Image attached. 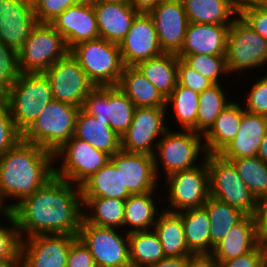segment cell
I'll list each match as a JSON object with an SVG mask.
<instances>
[{"label": "cell", "instance_id": "6da1fadb", "mask_svg": "<svg viewBox=\"0 0 267 267\" xmlns=\"http://www.w3.org/2000/svg\"><path fill=\"white\" fill-rule=\"evenodd\" d=\"M21 238L36 235H78L83 220L80 186L54 175L11 210Z\"/></svg>", "mask_w": 267, "mask_h": 267}, {"label": "cell", "instance_id": "7a4b0ae2", "mask_svg": "<svg viewBox=\"0 0 267 267\" xmlns=\"http://www.w3.org/2000/svg\"><path fill=\"white\" fill-rule=\"evenodd\" d=\"M55 163L53 152L23 139L8 150L0 158V198L5 206L11 210L43 186L54 176Z\"/></svg>", "mask_w": 267, "mask_h": 267}, {"label": "cell", "instance_id": "3957f363", "mask_svg": "<svg viewBox=\"0 0 267 267\" xmlns=\"http://www.w3.org/2000/svg\"><path fill=\"white\" fill-rule=\"evenodd\" d=\"M170 129L169 127L159 140L153 155L158 180H161V173H164V177H167L172 173L200 165V162L205 160L207 155L203 135L192 130L180 131L177 129V131H174V129ZM198 160L201 161L198 162ZM160 167L164 172H159Z\"/></svg>", "mask_w": 267, "mask_h": 267}, {"label": "cell", "instance_id": "277c9868", "mask_svg": "<svg viewBox=\"0 0 267 267\" xmlns=\"http://www.w3.org/2000/svg\"><path fill=\"white\" fill-rule=\"evenodd\" d=\"M52 100V89L44 73H20L3 102L16 128L23 133Z\"/></svg>", "mask_w": 267, "mask_h": 267}, {"label": "cell", "instance_id": "5b68a950", "mask_svg": "<svg viewBox=\"0 0 267 267\" xmlns=\"http://www.w3.org/2000/svg\"><path fill=\"white\" fill-rule=\"evenodd\" d=\"M80 109L53 99L22 133V139L55 153L74 136Z\"/></svg>", "mask_w": 267, "mask_h": 267}, {"label": "cell", "instance_id": "8992f818", "mask_svg": "<svg viewBox=\"0 0 267 267\" xmlns=\"http://www.w3.org/2000/svg\"><path fill=\"white\" fill-rule=\"evenodd\" d=\"M69 52L95 86L118 85L125 68L119 44L97 38L78 43Z\"/></svg>", "mask_w": 267, "mask_h": 267}, {"label": "cell", "instance_id": "52a82bcc", "mask_svg": "<svg viewBox=\"0 0 267 267\" xmlns=\"http://www.w3.org/2000/svg\"><path fill=\"white\" fill-rule=\"evenodd\" d=\"M209 195L238 208L246 215L255 216L258 201L239 176L235 166L219 154H207Z\"/></svg>", "mask_w": 267, "mask_h": 267}, {"label": "cell", "instance_id": "ba28073f", "mask_svg": "<svg viewBox=\"0 0 267 267\" xmlns=\"http://www.w3.org/2000/svg\"><path fill=\"white\" fill-rule=\"evenodd\" d=\"M69 49L63 36L49 23H37L18 52L21 73H43Z\"/></svg>", "mask_w": 267, "mask_h": 267}, {"label": "cell", "instance_id": "9c48e42d", "mask_svg": "<svg viewBox=\"0 0 267 267\" xmlns=\"http://www.w3.org/2000/svg\"><path fill=\"white\" fill-rule=\"evenodd\" d=\"M226 61L232 75L267 65V40L240 16L229 27Z\"/></svg>", "mask_w": 267, "mask_h": 267}, {"label": "cell", "instance_id": "30bf717a", "mask_svg": "<svg viewBox=\"0 0 267 267\" xmlns=\"http://www.w3.org/2000/svg\"><path fill=\"white\" fill-rule=\"evenodd\" d=\"M166 198H159L167 202L163 209L180 212L190 208L203 207L209 198V169L206 158L200 165L183 171H178L165 178ZM166 200V201H165Z\"/></svg>", "mask_w": 267, "mask_h": 267}, {"label": "cell", "instance_id": "8fae6325", "mask_svg": "<svg viewBox=\"0 0 267 267\" xmlns=\"http://www.w3.org/2000/svg\"><path fill=\"white\" fill-rule=\"evenodd\" d=\"M110 157L108 153L97 150L87 141L73 136L54 153V162L62 163L61 167L54 165V175L80 186L106 165Z\"/></svg>", "mask_w": 267, "mask_h": 267}, {"label": "cell", "instance_id": "7c38bea8", "mask_svg": "<svg viewBox=\"0 0 267 267\" xmlns=\"http://www.w3.org/2000/svg\"><path fill=\"white\" fill-rule=\"evenodd\" d=\"M77 237L90 250L97 267H132L128 233L122 229L96 226L83 219Z\"/></svg>", "mask_w": 267, "mask_h": 267}, {"label": "cell", "instance_id": "4fadbf2b", "mask_svg": "<svg viewBox=\"0 0 267 267\" xmlns=\"http://www.w3.org/2000/svg\"><path fill=\"white\" fill-rule=\"evenodd\" d=\"M82 109L95 118L109 121L111 129L121 138L132 123L136 107L118 86H95Z\"/></svg>", "mask_w": 267, "mask_h": 267}, {"label": "cell", "instance_id": "5bb4252c", "mask_svg": "<svg viewBox=\"0 0 267 267\" xmlns=\"http://www.w3.org/2000/svg\"><path fill=\"white\" fill-rule=\"evenodd\" d=\"M50 83L53 99L82 108L95 87L77 60L69 52L43 72Z\"/></svg>", "mask_w": 267, "mask_h": 267}, {"label": "cell", "instance_id": "9a60e30c", "mask_svg": "<svg viewBox=\"0 0 267 267\" xmlns=\"http://www.w3.org/2000/svg\"><path fill=\"white\" fill-rule=\"evenodd\" d=\"M167 114L166 107H136L131 125L121 137V149L153 156L159 140L169 129L164 122Z\"/></svg>", "mask_w": 267, "mask_h": 267}, {"label": "cell", "instance_id": "2e32d148", "mask_svg": "<svg viewBox=\"0 0 267 267\" xmlns=\"http://www.w3.org/2000/svg\"><path fill=\"white\" fill-rule=\"evenodd\" d=\"M77 235L49 234L23 238L22 267H66L71 243Z\"/></svg>", "mask_w": 267, "mask_h": 267}, {"label": "cell", "instance_id": "e0dca14e", "mask_svg": "<svg viewBox=\"0 0 267 267\" xmlns=\"http://www.w3.org/2000/svg\"><path fill=\"white\" fill-rule=\"evenodd\" d=\"M148 14L153 20L162 51L178 54L189 23L182 0H162Z\"/></svg>", "mask_w": 267, "mask_h": 267}, {"label": "cell", "instance_id": "ac0fdd59", "mask_svg": "<svg viewBox=\"0 0 267 267\" xmlns=\"http://www.w3.org/2000/svg\"><path fill=\"white\" fill-rule=\"evenodd\" d=\"M32 0H0V41L19 52L37 25Z\"/></svg>", "mask_w": 267, "mask_h": 267}, {"label": "cell", "instance_id": "d6986e66", "mask_svg": "<svg viewBox=\"0 0 267 267\" xmlns=\"http://www.w3.org/2000/svg\"><path fill=\"white\" fill-rule=\"evenodd\" d=\"M110 162L120 171L123 187L131 194L158 190L161 181L157 178L152 155L120 149L110 157Z\"/></svg>", "mask_w": 267, "mask_h": 267}, {"label": "cell", "instance_id": "ffe728a7", "mask_svg": "<svg viewBox=\"0 0 267 267\" xmlns=\"http://www.w3.org/2000/svg\"><path fill=\"white\" fill-rule=\"evenodd\" d=\"M119 47L125 66H136L141 61L164 53L153 20L148 13H139L136 16Z\"/></svg>", "mask_w": 267, "mask_h": 267}, {"label": "cell", "instance_id": "44dd1931", "mask_svg": "<svg viewBox=\"0 0 267 267\" xmlns=\"http://www.w3.org/2000/svg\"><path fill=\"white\" fill-rule=\"evenodd\" d=\"M64 38L70 50L78 43L100 38L91 0H81L50 23Z\"/></svg>", "mask_w": 267, "mask_h": 267}, {"label": "cell", "instance_id": "7402d4cb", "mask_svg": "<svg viewBox=\"0 0 267 267\" xmlns=\"http://www.w3.org/2000/svg\"><path fill=\"white\" fill-rule=\"evenodd\" d=\"M229 27L189 22L183 47L177 56L180 59L191 54L226 56Z\"/></svg>", "mask_w": 267, "mask_h": 267}, {"label": "cell", "instance_id": "603a6c76", "mask_svg": "<svg viewBox=\"0 0 267 267\" xmlns=\"http://www.w3.org/2000/svg\"><path fill=\"white\" fill-rule=\"evenodd\" d=\"M100 38L119 44L139 14L130 3L92 1Z\"/></svg>", "mask_w": 267, "mask_h": 267}, {"label": "cell", "instance_id": "cb8c5ba5", "mask_svg": "<svg viewBox=\"0 0 267 267\" xmlns=\"http://www.w3.org/2000/svg\"><path fill=\"white\" fill-rule=\"evenodd\" d=\"M260 239L255 216L246 215L214 246L211 255L217 261L235 259L254 250Z\"/></svg>", "mask_w": 267, "mask_h": 267}, {"label": "cell", "instance_id": "d4e9b609", "mask_svg": "<svg viewBox=\"0 0 267 267\" xmlns=\"http://www.w3.org/2000/svg\"><path fill=\"white\" fill-rule=\"evenodd\" d=\"M267 131V117L245 111L236 137L219 153L225 160L258 155Z\"/></svg>", "mask_w": 267, "mask_h": 267}, {"label": "cell", "instance_id": "484cf974", "mask_svg": "<svg viewBox=\"0 0 267 267\" xmlns=\"http://www.w3.org/2000/svg\"><path fill=\"white\" fill-rule=\"evenodd\" d=\"M244 106L232 100L215 119L211 128L203 135L207 154H219L237 135Z\"/></svg>", "mask_w": 267, "mask_h": 267}, {"label": "cell", "instance_id": "4316f807", "mask_svg": "<svg viewBox=\"0 0 267 267\" xmlns=\"http://www.w3.org/2000/svg\"><path fill=\"white\" fill-rule=\"evenodd\" d=\"M74 137L87 141L110 156L121 149V138L111 129L109 121L95 118L82 108L76 118Z\"/></svg>", "mask_w": 267, "mask_h": 267}, {"label": "cell", "instance_id": "83f0119b", "mask_svg": "<svg viewBox=\"0 0 267 267\" xmlns=\"http://www.w3.org/2000/svg\"><path fill=\"white\" fill-rule=\"evenodd\" d=\"M155 191L143 194H131L125 200L123 231L130 233L133 231L152 230L154 224L162 212L156 206ZM130 228V229H127Z\"/></svg>", "mask_w": 267, "mask_h": 267}, {"label": "cell", "instance_id": "f1b7e54d", "mask_svg": "<svg viewBox=\"0 0 267 267\" xmlns=\"http://www.w3.org/2000/svg\"><path fill=\"white\" fill-rule=\"evenodd\" d=\"M117 86L135 107H166V98L136 66H125Z\"/></svg>", "mask_w": 267, "mask_h": 267}, {"label": "cell", "instance_id": "f546056e", "mask_svg": "<svg viewBox=\"0 0 267 267\" xmlns=\"http://www.w3.org/2000/svg\"><path fill=\"white\" fill-rule=\"evenodd\" d=\"M153 229L159 237L166 257L194 255L186 244L182 216L178 212L162 208Z\"/></svg>", "mask_w": 267, "mask_h": 267}, {"label": "cell", "instance_id": "4dcf8cb0", "mask_svg": "<svg viewBox=\"0 0 267 267\" xmlns=\"http://www.w3.org/2000/svg\"><path fill=\"white\" fill-rule=\"evenodd\" d=\"M178 60L177 54L163 53L139 62L136 68L167 98L177 85Z\"/></svg>", "mask_w": 267, "mask_h": 267}, {"label": "cell", "instance_id": "1f68e13d", "mask_svg": "<svg viewBox=\"0 0 267 267\" xmlns=\"http://www.w3.org/2000/svg\"><path fill=\"white\" fill-rule=\"evenodd\" d=\"M82 197H102L126 200L131 193L123 187L120 171L109 161L81 185Z\"/></svg>", "mask_w": 267, "mask_h": 267}, {"label": "cell", "instance_id": "d6a6232c", "mask_svg": "<svg viewBox=\"0 0 267 267\" xmlns=\"http://www.w3.org/2000/svg\"><path fill=\"white\" fill-rule=\"evenodd\" d=\"M182 216L185 241L194 254H211L210 219L204 207L178 212Z\"/></svg>", "mask_w": 267, "mask_h": 267}, {"label": "cell", "instance_id": "836d02e7", "mask_svg": "<svg viewBox=\"0 0 267 267\" xmlns=\"http://www.w3.org/2000/svg\"><path fill=\"white\" fill-rule=\"evenodd\" d=\"M82 202L83 219L87 223L100 227L123 229L125 200L82 197ZM90 210L91 212H88Z\"/></svg>", "mask_w": 267, "mask_h": 267}, {"label": "cell", "instance_id": "e575fe53", "mask_svg": "<svg viewBox=\"0 0 267 267\" xmlns=\"http://www.w3.org/2000/svg\"><path fill=\"white\" fill-rule=\"evenodd\" d=\"M128 238L132 267H148L166 257L154 229L130 232Z\"/></svg>", "mask_w": 267, "mask_h": 267}, {"label": "cell", "instance_id": "d590c367", "mask_svg": "<svg viewBox=\"0 0 267 267\" xmlns=\"http://www.w3.org/2000/svg\"><path fill=\"white\" fill-rule=\"evenodd\" d=\"M188 22L231 25L238 15L219 0H182Z\"/></svg>", "mask_w": 267, "mask_h": 267}, {"label": "cell", "instance_id": "8d00e7d4", "mask_svg": "<svg viewBox=\"0 0 267 267\" xmlns=\"http://www.w3.org/2000/svg\"><path fill=\"white\" fill-rule=\"evenodd\" d=\"M203 207L207 210L210 225L211 253L214 246L220 242L228 231L246 214L236 207L209 196Z\"/></svg>", "mask_w": 267, "mask_h": 267}, {"label": "cell", "instance_id": "74e56055", "mask_svg": "<svg viewBox=\"0 0 267 267\" xmlns=\"http://www.w3.org/2000/svg\"><path fill=\"white\" fill-rule=\"evenodd\" d=\"M225 91L220 83H216L199 93L196 133L204 135L232 101Z\"/></svg>", "mask_w": 267, "mask_h": 267}, {"label": "cell", "instance_id": "f35d334b", "mask_svg": "<svg viewBox=\"0 0 267 267\" xmlns=\"http://www.w3.org/2000/svg\"><path fill=\"white\" fill-rule=\"evenodd\" d=\"M199 93L177 83L175 89L166 98V109L173 108V117L181 130L196 132ZM171 105L172 107H169Z\"/></svg>", "mask_w": 267, "mask_h": 267}, {"label": "cell", "instance_id": "ab89813d", "mask_svg": "<svg viewBox=\"0 0 267 267\" xmlns=\"http://www.w3.org/2000/svg\"><path fill=\"white\" fill-rule=\"evenodd\" d=\"M258 201L267 195V163L258 156L228 160Z\"/></svg>", "mask_w": 267, "mask_h": 267}, {"label": "cell", "instance_id": "60d3db41", "mask_svg": "<svg viewBox=\"0 0 267 267\" xmlns=\"http://www.w3.org/2000/svg\"><path fill=\"white\" fill-rule=\"evenodd\" d=\"M182 60L213 84L220 83L219 79L224 75L230 76L226 56L191 54Z\"/></svg>", "mask_w": 267, "mask_h": 267}, {"label": "cell", "instance_id": "b9f144b4", "mask_svg": "<svg viewBox=\"0 0 267 267\" xmlns=\"http://www.w3.org/2000/svg\"><path fill=\"white\" fill-rule=\"evenodd\" d=\"M18 53L0 41V101H4L20 74Z\"/></svg>", "mask_w": 267, "mask_h": 267}, {"label": "cell", "instance_id": "7bdbcfd3", "mask_svg": "<svg viewBox=\"0 0 267 267\" xmlns=\"http://www.w3.org/2000/svg\"><path fill=\"white\" fill-rule=\"evenodd\" d=\"M4 219L10 225L6 226L4 223L3 226L0 220V259H12L21 252L22 238L11 211L4 216Z\"/></svg>", "mask_w": 267, "mask_h": 267}, {"label": "cell", "instance_id": "ee69618b", "mask_svg": "<svg viewBox=\"0 0 267 267\" xmlns=\"http://www.w3.org/2000/svg\"><path fill=\"white\" fill-rule=\"evenodd\" d=\"M264 74L253 83L246 97L241 96V103L246 102H243L245 111L267 117V73Z\"/></svg>", "mask_w": 267, "mask_h": 267}, {"label": "cell", "instance_id": "f6af8a7d", "mask_svg": "<svg viewBox=\"0 0 267 267\" xmlns=\"http://www.w3.org/2000/svg\"><path fill=\"white\" fill-rule=\"evenodd\" d=\"M22 139V133L16 128L8 106L0 101V158Z\"/></svg>", "mask_w": 267, "mask_h": 267}, {"label": "cell", "instance_id": "bcb514c9", "mask_svg": "<svg viewBox=\"0 0 267 267\" xmlns=\"http://www.w3.org/2000/svg\"><path fill=\"white\" fill-rule=\"evenodd\" d=\"M81 0H32L38 23H51L63 11L78 4Z\"/></svg>", "mask_w": 267, "mask_h": 267}, {"label": "cell", "instance_id": "7dc6e473", "mask_svg": "<svg viewBox=\"0 0 267 267\" xmlns=\"http://www.w3.org/2000/svg\"><path fill=\"white\" fill-rule=\"evenodd\" d=\"M181 86L190 88L194 92L201 93L213 83L189 67L182 59L178 60V80Z\"/></svg>", "mask_w": 267, "mask_h": 267}, {"label": "cell", "instance_id": "c3c4849f", "mask_svg": "<svg viewBox=\"0 0 267 267\" xmlns=\"http://www.w3.org/2000/svg\"><path fill=\"white\" fill-rule=\"evenodd\" d=\"M66 267H97L90 250L78 237L71 243Z\"/></svg>", "mask_w": 267, "mask_h": 267}, {"label": "cell", "instance_id": "681fc988", "mask_svg": "<svg viewBox=\"0 0 267 267\" xmlns=\"http://www.w3.org/2000/svg\"><path fill=\"white\" fill-rule=\"evenodd\" d=\"M240 17L267 40V6L244 9Z\"/></svg>", "mask_w": 267, "mask_h": 267}, {"label": "cell", "instance_id": "f907efd6", "mask_svg": "<svg viewBox=\"0 0 267 267\" xmlns=\"http://www.w3.org/2000/svg\"><path fill=\"white\" fill-rule=\"evenodd\" d=\"M217 262L218 267H263V253L259 244L254 250L235 259Z\"/></svg>", "mask_w": 267, "mask_h": 267}, {"label": "cell", "instance_id": "816d5d0a", "mask_svg": "<svg viewBox=\"0 0 267 267\" xmlns=\"http://www.w3.org/2000/svg\"><path fill=\"white\" fill-rule=\"evenodd\" d=\"M261 237H267V195L258 200L255 215Z\"/></svg>", "mask_w": 267, "mask_h": 267}, {"label": "cell", "instance_id": "f5cc1de1", "mask_svg": "<svg viewBox=\"0 0 267 267\" xmlns=\"http://www.w3.org/2000/svg\"><path fill=\"white\" fill-rule=\"evenodd\" d=\"M187 267H218V262L211 254H198L188 256Z\"/></svg>", "mask_w": 267, "mask_h": 267}, {"label": "cell", "instance_id": "db71d44e", "mask_svg": "<svg viewBox=\"0 0 267 267\" xmlns=\"http://www.w3.org/2000/svg\"><path fill=\"white\" fill-rule=\"evenodd\" d=\"M188 256L182 257H164L155 264L148 267H187Z\"/></svg>", "mask_w": 267, "mask_h": 267}, {"label": "cell", "instance_id": "11a10c76", "mask_svg": "<svg viewBox=\"0 0 267 267\" xmlns=\"http://www.w3.org/2000/svg\"><path fill=\"white\" fill-rule=\"evenodd\" d=\"M162 0H130V4L139 13H148Z\"/></svg>", "mask_w": 267, "mask_h": 267}, {"label": "cell", "instance_id": "9f6ffc18", "mask_svg": "<svg viewBox=\"0 0 267 267\" xmlns=\"http://www.w3.org/2000/svg\"><path fill=\"white\" fill-rule=\"evenodd\" d=\"M0 267H22L21 252L12 259H0Z\"/></svg>", "mask_w": 267, "mask_h": 267}, {"label": "cell", "instance_id": "6f0895ef", "mask_svg": "<svg viewBox=\"0 0 267 267\" xmlns=\"http://www.w3.org/2000/svg\"><path fill=\"white\" fill-rule=\"evenodd\" d=\"M267 0H242V11L251 7H265Z\"/></svg>", "mask_w": 267, "mask_h": 267}, {"label": "cell", "instance_id": "680465c9", "mask_svg": "<svg viewBox=\"0 0 267 267\" xmlns=\"http://www.w3.org/2000/svg\"><path fill=\"white\" fill-rule=\"evenodd\" d=\"M227 4L238 16L242 12V0H219Z\"/></svg>", "mask_w": 267, "mask_h": 267}, {"label": "cell", "instance_id": "91938a15", "mask_svg": "<svg viewBox=\"0 0 267 267\" xmlns=\"http://www.w3.org/2000/svg\"><path fill=\"white\" fill-rule=\"evenodd\" d=\"M262 161L267 163V131L265 136L262 139L261 145L258 150V155H257Z\"/></svg>", "mask_w": 267, "mask_h": 267}, {"label": "cell", "instance_id": "94428289", "mask_svg": "<svg viewBox=\"0 0 267 267\" xmlns=\"http://www.w3.org/2000/svg\"><path fill=\"white\" fill-rule=\"evenodd\" d=\"M259 244L263 253V267H267V237H261Z\"/></svg>", "mask_w": 267, "mask_h": 267}, {"label": "cell", "instance_id": "6125c7cd", "mask_svg": "<svg viewBox=\"0 0 267 267\" xmlns=\"http://www.w3.org/2000/svg\"><path fill=\"white\" fill-rule=\"evenodd\" d=\"M9 211L0 198V217H4Z\"/></svg>", "mask_w": 267, "mask_h": 267}, {"label": "cell", "instance_id": "be15d7a7", "mask_svg": "<svg viewBox=\"0 0 267 267\" xmlns=\"http://www.w3.org/2000/svg\"><path fill=\"white\" fill-rule=\"evenodd\" d=\"M91 1H100V2H109V3H129L130 0H91Z\"/></svg>", "mask_w": 267, "mask_h": 267}]
</instances>
